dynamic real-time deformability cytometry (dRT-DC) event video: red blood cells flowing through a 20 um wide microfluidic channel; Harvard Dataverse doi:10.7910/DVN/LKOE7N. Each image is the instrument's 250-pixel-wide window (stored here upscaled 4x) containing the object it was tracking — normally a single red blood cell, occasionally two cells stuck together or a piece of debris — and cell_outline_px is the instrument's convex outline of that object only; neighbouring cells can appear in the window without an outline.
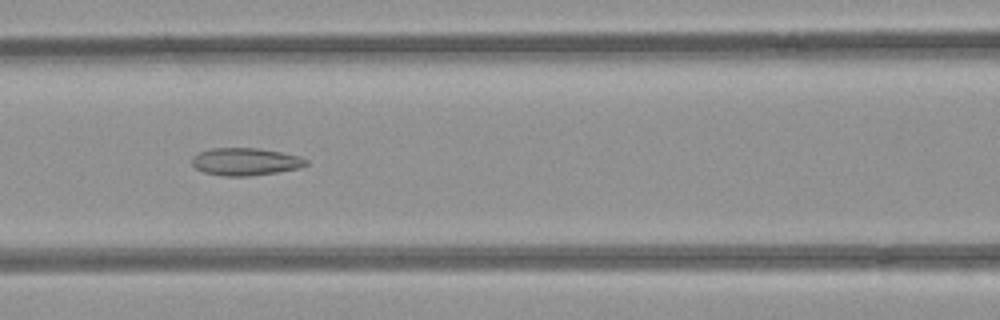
{"species": "common noctule bat (a hibernating species)", "species_latin": "Nyctalus noctula", "temperature_condition": "room temperature", "stored_images_in_passage": 51, "camera_frame_rate_fps": 3000, "um_per_image_px": 0.085, "animal": {"sex": "female", "body_mass_g": 21.9}, "frame": {"image": 1, "passage_image": 22, "time_ms": 7.0, "image_size_px": [1000, 320], "cell_outline_px": [[308, 164], [300, 168], [276, 172], [248, 176], [224, 176], [204, 172], [196, 168], [192, 164], [192, 156], [200, 152], [212, 148], [260, 148], [300, 156], [308, 160]], "centroid_in_image_um": [20.87, 13.74], "position_along_channel_um": 145.7, "area_um2": 18.26}}
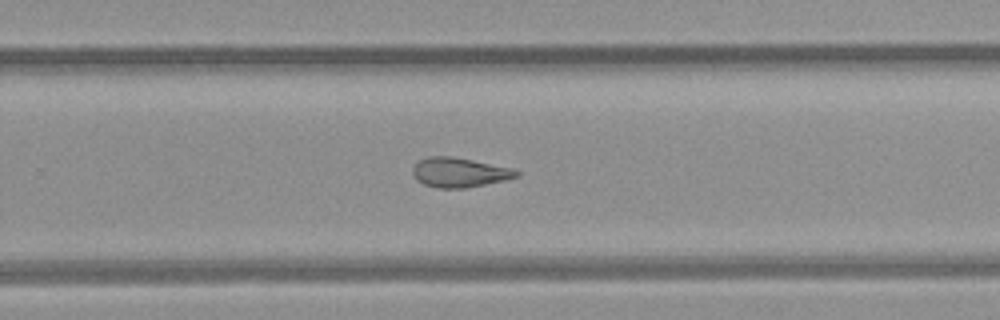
{"frame": {"image": 2, "passage_image": 33, "time_ms": 10.667, "image_size_px": [1000, 320], "cell_outline_px": [[520, 172], [516, 176], [504, 180], [464, 188], [436, 188], [424, 184], [416, 180], [412, 172], [412, 168], [420, 160], [428, 156], [452, 156], [512, 168]], "centroid_in_image_um": [39.0, 14.65], "position_along_channel_um": 290.8, "area_um2": 17.69}}
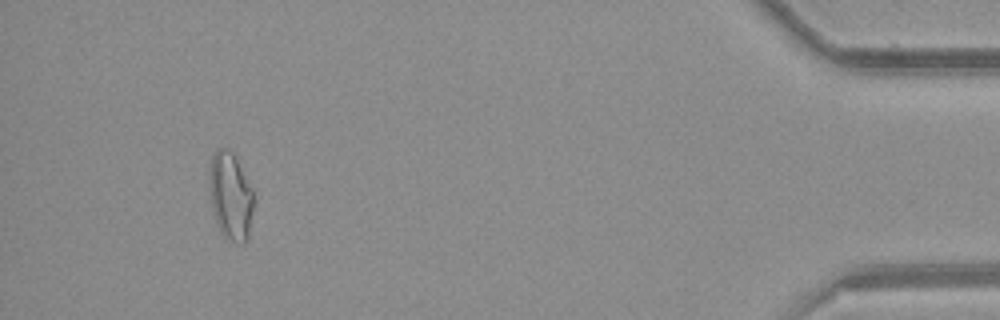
{"frame": {"image": 3, "passage_image": 48, "time_ms": 15.667, "image_size_px": [1000, 320], "cell_outline_px": [[252, 212], [248, 236], [244, 244], [236, 244], [228, 240], [220, 228], [216, 220], [212, 208], [208, 180], [212, 156], [216, 148], [228, 148], [232, 152], [252, 188]], "centroid_in_image_um": [19.58, 16.66], "position_along_channel_um": 415.6, "area_um2": 22.31}, "authors_computed_cell_mechanics": {"area_um2": 19.941, "velocity_mm_per_s": 3.9689, "shape_relaxation_time_tau1_ms": null, "shape_relaxation_time_tau2_ms": 4.0001, "deformation_change_tau1": null, "deformation_change_tau2": 0.1235}}